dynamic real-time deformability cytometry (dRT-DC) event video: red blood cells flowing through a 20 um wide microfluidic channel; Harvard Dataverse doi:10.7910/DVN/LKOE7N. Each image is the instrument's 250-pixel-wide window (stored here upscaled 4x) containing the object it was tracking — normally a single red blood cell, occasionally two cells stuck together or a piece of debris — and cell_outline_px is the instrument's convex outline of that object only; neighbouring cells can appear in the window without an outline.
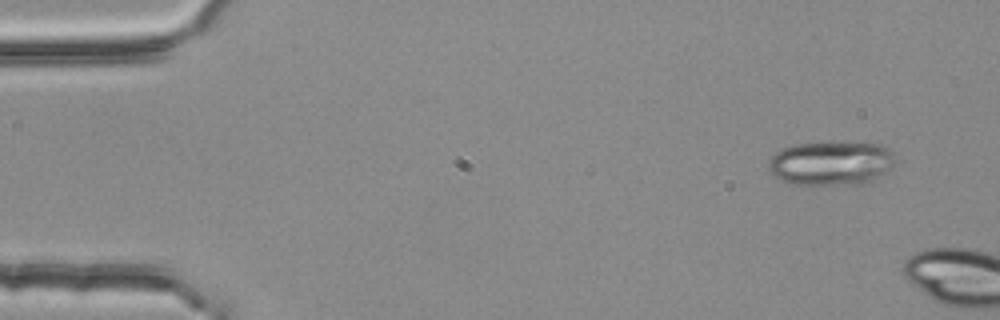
{"species": "common noctule bat (a hibernating species)", "species_latin": "Nyctalus noctula", "temperature_condition": "room temperature", "stored_images_in_passage": 3, "camera_frame_rate_fps": 3000, "um_per_image_px": 0.085, "animal": {"sex": "female", "body_mass_g": 25.1}, "frame": {"image": 1, "passage_image": 3, "time_ms": 0.667, "image_size_px": [1000, 320], "cell_outline_px": [[896, 160], [888, 168], [872, 180], [864, 184], [792, 184], [780, 180], [768, 168], [768, 160], [776, 152], [784, 148], [796, 144], [880, 144], [888, 148], [892, 152]], "centroid_in_image_um": [70.61, 13.89], "position_along_channel_um": 14.4, "area_um2": 31.67}}